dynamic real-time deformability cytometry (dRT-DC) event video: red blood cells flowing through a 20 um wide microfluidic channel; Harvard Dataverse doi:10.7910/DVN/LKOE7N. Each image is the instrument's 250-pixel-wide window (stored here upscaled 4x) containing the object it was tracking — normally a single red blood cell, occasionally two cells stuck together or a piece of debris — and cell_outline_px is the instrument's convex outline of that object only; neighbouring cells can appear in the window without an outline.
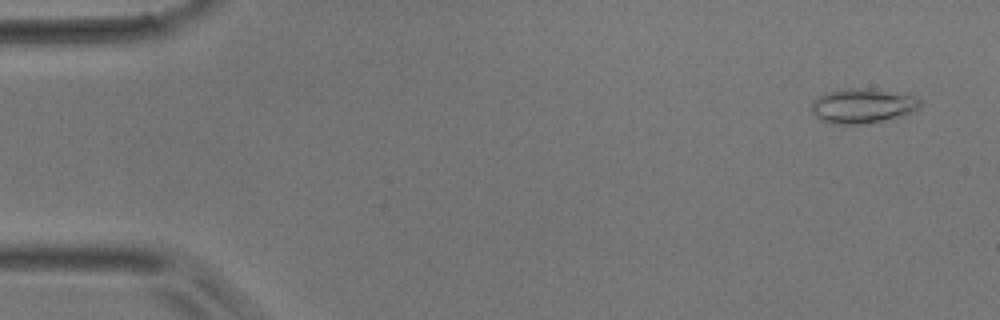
{"species": "common noctule bat (a hibernating species)", "species_latin": "Nyctalus noctula", "temperature_condition": "room temperature", "stored_images_in_passage": 48, "camera_frame_rate_fps": 3000, "um_per_image_px": 0.085, "animal": {"sex": "male", "body_mass_g": 17.9}, "frame": {"image": 1, "passage_image": 3, "time_ms": 0.667, "image_size_px": [1000, 320], "cell_outline_px": [[920, 108], [912, 112], [900, 116], [864, 124], [828, 124], [820, 120], [812, 112], [812, 104], [820, 96], [828, 92], [852, 88], [872, 88], [916, 96], [920, 100]], "centroid_in_image_um": [73.34, 9.0], "position_along_channel_um": 11.7, "area_um2": 21.85}}
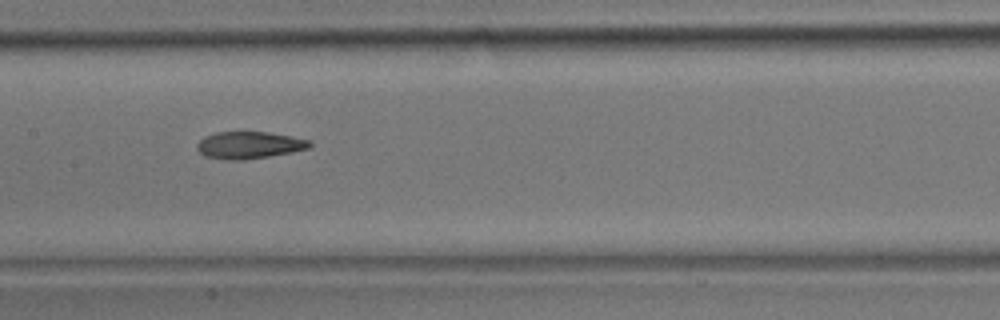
{"frame": {"image": 2, "passage_image": 24, "time_ms": 7.667, "image_size_px": [1000, 320], "cell_outline_px": [[312, 144], [308, 148], [292, 152], [244, 160], [228, 160], [204, 156], [196, 148], [196, 144], [204, 136], [216, 132], [268, 132], [292, 136], [312, 140]], "centroid_in_image_um": [21.18, 12.33], "position_along_channel_um": 186.2, "area_um2": 17.86}}
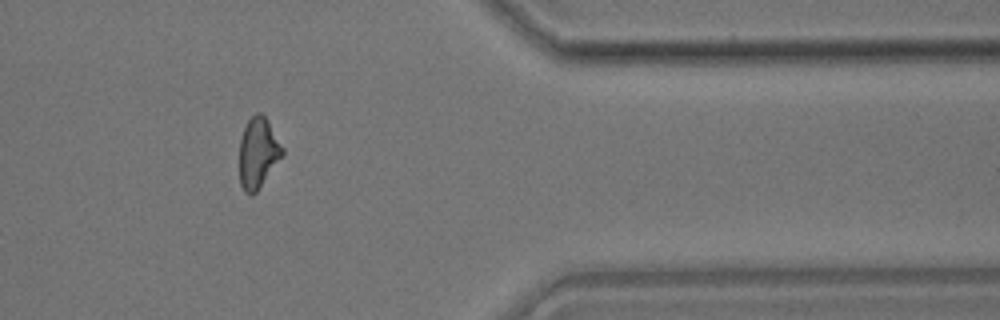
{"frame": {"image": 3, "passage_image": 40, "time_ms": 13.0, "image_size_px": [1000, 320], "cell_outline_px": [[284, 156], [256, 192], [252, 196], [248, 196], [244, 192], [240, 184], [240, 140], [244, 128], [248, 120], [256, 112], [260, 112], [264, 116], [284, 148]], "centroid_in_image_um": [21.94, 13.04], "position_along_channel_um": 389.5, "area_um2": 17.74}}